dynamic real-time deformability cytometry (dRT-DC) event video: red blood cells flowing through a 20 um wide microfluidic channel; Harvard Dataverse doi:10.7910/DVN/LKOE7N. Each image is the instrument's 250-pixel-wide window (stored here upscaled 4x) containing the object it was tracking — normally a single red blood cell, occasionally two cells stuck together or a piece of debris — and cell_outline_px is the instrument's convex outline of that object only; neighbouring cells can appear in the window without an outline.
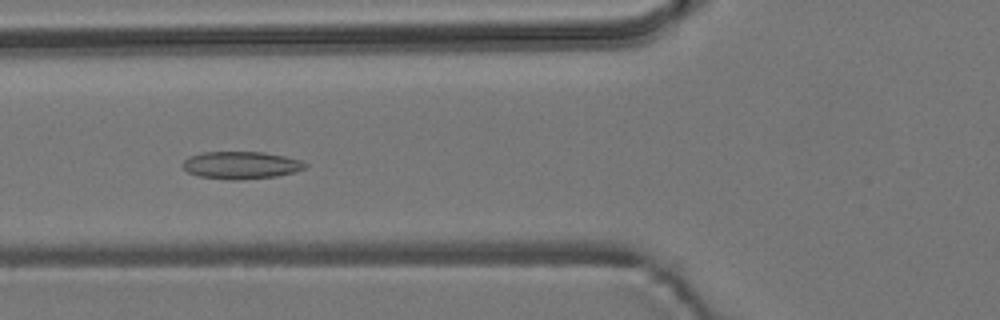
{"species": "common noctule bat (a hibernating species)", "species_latin": "Nyctalus noctula", "temperature_condition": "room temperature", "stored_images_in_passage": 7, "camera_frame_rate_fps": 3000, "um_per_image_px": 0.085, "animal": {"sex": "male", "body_mass_g": 19.2, "forearm_length_mm": 51.8}, "frame": {"image": 1, "passage_image": 5, "time_ms": 5.333, "image_size_px": [1000, 320], "cell_outline_px": [[308, 164], [304, 168], [296, 172], [276, 176], [236, 180], [228, 180], [200, 176], [188, 172], [180, 164], [188, 156], [204, 152], [264, 152], [284, 156], [300, 160]], "centroid_in_image_um": [20.47, 14.04], "position_along_channel_um": 105.3, "area_um2": 19.59}}
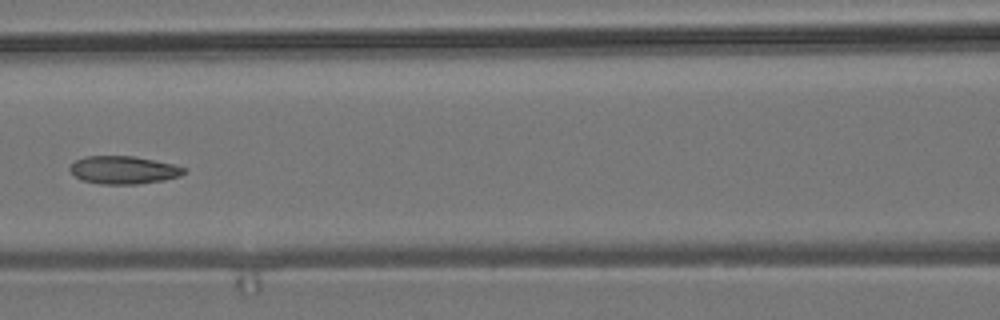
{"frame": {"image": 2, "passage_image": 6, "time_ms": 6.667, "image_size_px": [1000, 320], "cell_outline_px": [[188, 172], [180, 176], [164, 180], [136, 184], [100, 184], [84, 180], [76, 176], [68, 168], [76, 160], [84, 156], [132, 156], [172, 164], [188, 168]], "centroid_in_image_um": [10.54, 14.45], "position_along_channel_um": 156.1, "area_um2": 18.44}}
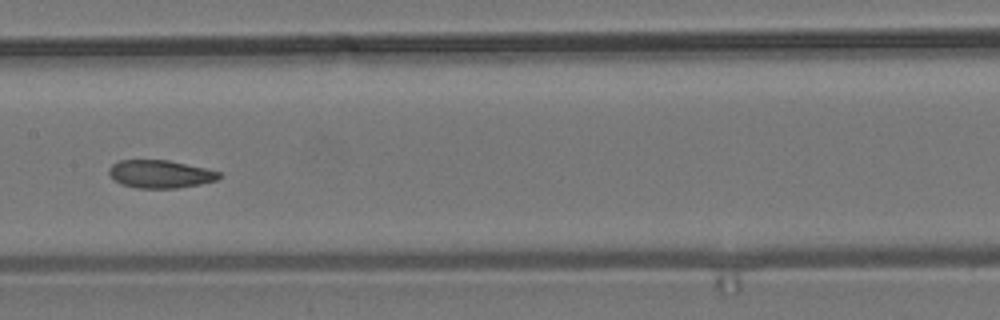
{"frame": {"image": 3, "passage_image": 7, "time_ms": 7.667, "image_size_px": [1000, 320], "cell_outline_px": [[220, 176], [216, 180], [200, 184], [176, 188], [136, 188], [120, 184], [112, 180], [108, 172], [108, 168], [112, 164], [120, 160], [168, 160], [204, 168], [220, 172]], "centroid_in_image_um": [13.55, 14.8], "position_along_channel_um": 193.8, "area_um2": 17.92}}